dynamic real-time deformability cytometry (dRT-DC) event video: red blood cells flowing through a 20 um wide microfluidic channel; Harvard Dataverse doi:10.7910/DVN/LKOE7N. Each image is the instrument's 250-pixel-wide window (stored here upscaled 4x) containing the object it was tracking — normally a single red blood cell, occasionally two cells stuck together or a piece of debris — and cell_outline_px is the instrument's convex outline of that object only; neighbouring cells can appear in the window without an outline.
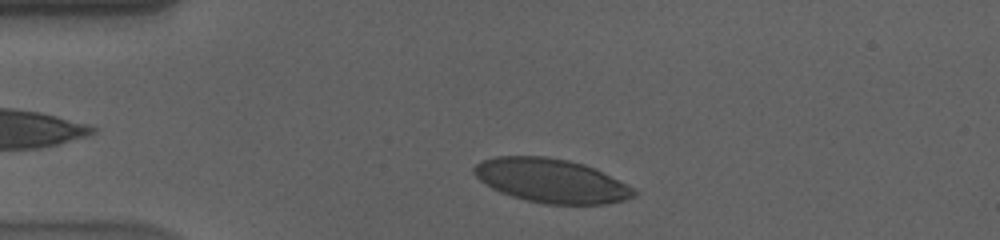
{"species": "human", "species_latin": "Homo sapiens", "temperature_condition": "cold", "stored_images_in_passage": 41, "camera_frame_rate_fps": 3000, "um_per_image_px": 0.085, "donor": {"sex": "male"}, "frame": {"image": 1, "passage_image": 4, "time_ms": 1.0, "image_size_px": [1000, 240], "cell_outline_px": [[636, 192], [632, 196], [624, 200], [604, 204], [544, 204], [524, 200], [500, 192], [484, 184], [472, 172], [472, 168], [476, 164], [484, 160], [496, 156], [544, 156], [568, 160], [584, 164], [596, 168], [632, 188]], "centroid_in_image_um": [46.8, 15.35], "position_along_channel_um": 38.2, "area_um2": 40.75}}
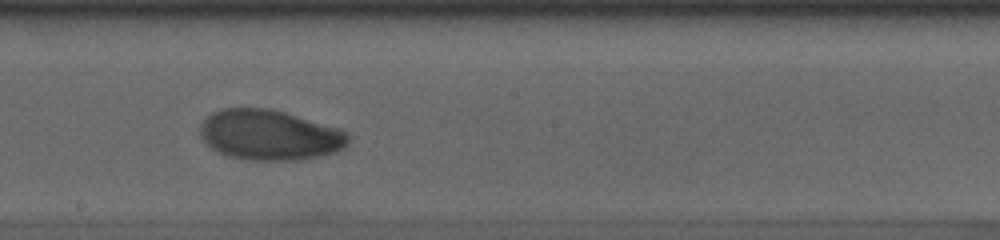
{"frame": {"image": 2, "passage_image": 23, "time_ms": 7.333, "image_size_px": [1000, 240], "cell_outline_px": [[348, 144], [344, 148], [336, 152], [320, 156], [300, 160], [248, 160], [228, 156], [204, 144], [200, 136], [200, 124], [212, 112], [220, 108], [268, 108], [284, 112], [340, 128], [348, 136]], "centroid_in_image_um": [22.89, 11.48], "position_along_channel_um": 225.3, "area_um2": 43.58}}
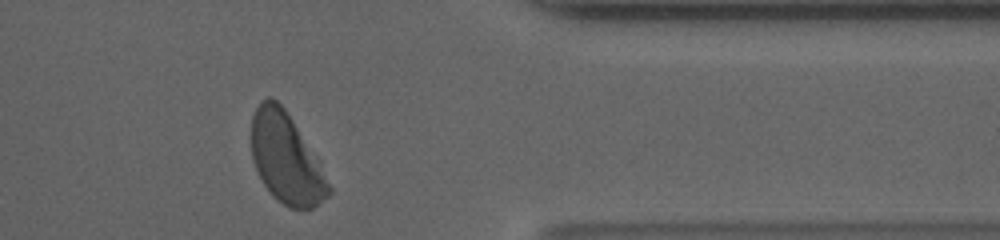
{"frame": {"image": 3, "passage_image": 38, "time_ms": 12.333, "image_size_px": [1000, 240], "cell_outline_px": [[332, 192], [328, 196], [312, 208], [288, 208], [276, 200], [264, 184], [252, 160], [252, 116], [260, 100], [268, 96], [272, 96], [284, 108], [292, 120], [332, 188]], "centroid_in_image_um": [24.27, 13.47], "position_along_channel_um": 387.1, "area_um2": 39.65}, "authors_computed_cell_mechanics": {"area_um2": 42.8876, "velocity_mm_per_s": 3.5359, "shape_relaxation_time_tau1_ms": 3.4675, "shape_relaxation_time_tau2_ms": 1.5473, "deformation_change_tau1": 0.1316, "deformation_change_tau2": 0.0426}}